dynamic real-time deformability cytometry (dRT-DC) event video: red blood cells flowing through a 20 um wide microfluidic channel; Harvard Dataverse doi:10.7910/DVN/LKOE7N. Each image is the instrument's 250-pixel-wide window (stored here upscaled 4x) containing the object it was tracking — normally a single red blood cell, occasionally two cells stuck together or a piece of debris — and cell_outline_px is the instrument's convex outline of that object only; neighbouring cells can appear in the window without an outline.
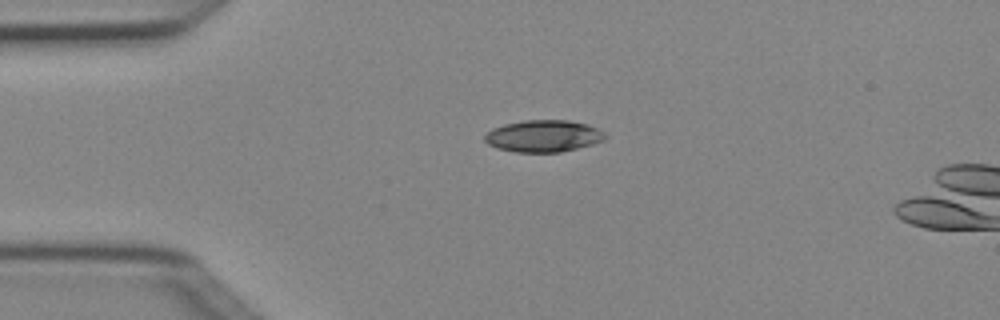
{"species": "Egyptian fruit bat (a non-hibernating species)", "species_latin": "Rousettus aegyptiacus", "temperature_condition": "cold", "stored_images_in_passage": 3, "camera_frame_rate_fps": 3000, "um_per_image_px": 0.085, "animal": {"sex": "female"}, "frame": {"image": 1, "passage_image": 2, "time_ms": 0.333, "image_size_px": [1000, 320], "cell_outline_px": [[608, 136], [604, 140], [592, 144], [560, 152], [516, 152], [496, 148], [488, 144], [484, 140], [484, 136], [492, 128], [504, 124], [524, 120], [568, 120], [588, 124], [604, 132]], "centroid_in_image_um": [46.18, 11.56], "position_along_channel_um": 38.8, "area_um2": 22.43}}